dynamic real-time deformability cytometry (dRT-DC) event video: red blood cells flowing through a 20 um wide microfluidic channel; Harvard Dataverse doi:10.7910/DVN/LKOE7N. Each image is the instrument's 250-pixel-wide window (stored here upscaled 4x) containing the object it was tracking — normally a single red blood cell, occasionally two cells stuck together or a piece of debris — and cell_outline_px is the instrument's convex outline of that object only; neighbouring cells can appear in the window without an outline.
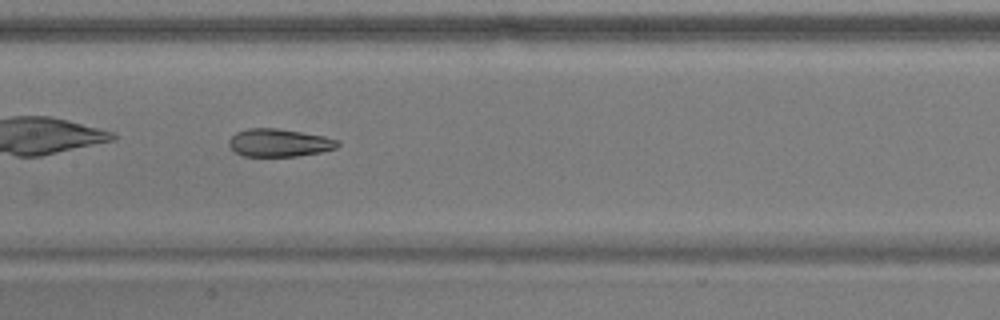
{"species": "common noctule bat (a hibernating species)", "species_latin": "Nyctalus noctula", "temperature_condition": "warm", "stored_images_in_passage": 28, "camera_frame_rate_fps": 3000, "um_per_image_px": 0.085, "animal": {"sex": "male", "body_mass_g": 17.9}, "frame": {"image": 1, "passage_image": 15, "time_ms": 4.667, "image_size_px": [1000, 320], "cell_outline_px": [[340, 144], [336, 148], [320, 152], [296, 156], [244, 156], [236, 152], [228, 144], [228, 140], [236, 132], [248, 128], [276, 128], [324, 136], [340, 140]], "centroid_in_image_um": [23.73, 12.13], "position_along_channel_um": 183.7, "area_um2": 17.57}}